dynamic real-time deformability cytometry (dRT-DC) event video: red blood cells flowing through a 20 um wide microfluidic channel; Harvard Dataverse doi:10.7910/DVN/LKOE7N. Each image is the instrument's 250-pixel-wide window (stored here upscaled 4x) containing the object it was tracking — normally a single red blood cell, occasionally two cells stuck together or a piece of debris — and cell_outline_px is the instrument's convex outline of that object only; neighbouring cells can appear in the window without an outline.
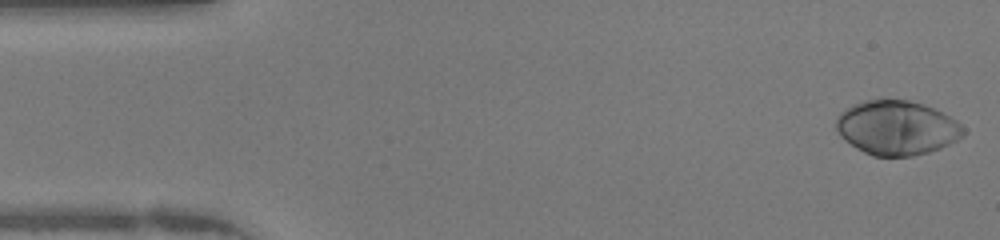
{"species": "human", "species_latin": "Homo sapiens", "temperature_condition": "warm", "stored_images_in_passage": 44, "camera_frame_rate_fps": 3000, "um_per_image_px": 0.085, "donor": {"sex": "female"}, "frame": {"image": 1, "passage_image": 1, "time_ms": 0.0, "image_size_px": [1000, 240], "cell_outline_px": [[964, 136], [940, 148], [928, 152], [912, 156], [872, 156], [856, 148], [844, 140], [840, 136], [836, 128], [836, 116], [840, 112], [852, 104], [860, 100], [908, 100], [924, 104], [936, 108], [956, 120], [964, 128]], "centroid_in_image_um": [76.2, 10.85], "position_along_channel_um": 8.8, "area_um2": 40.52}}
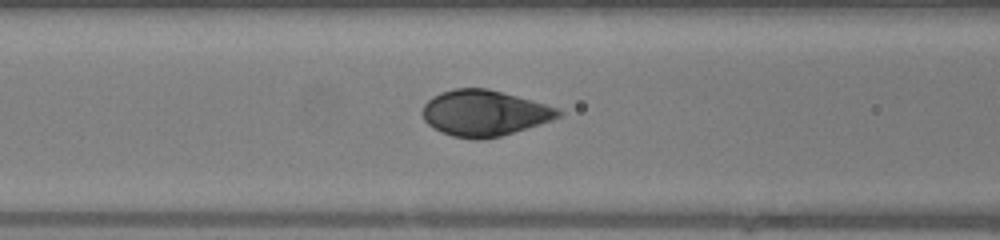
{"frame": {"image": 2, "passage_image": 18, "time_ms": 5.667, "image_size_px": [1000, 240], "cell_outline_px": [[560, 116], [552, 120], [540, 124], [500, 136], [476, 140], [452, 136], [432, 128], [424, 120], [420, 112], [424, 104], [432, 96], [440, 92], [456, 88], [488, 88], [532, 100], [560, 108]], "centroid_in_image_um": [41.13, 9.6], "position_along_channel_um": 125.5, "area_um2": 36.41}}
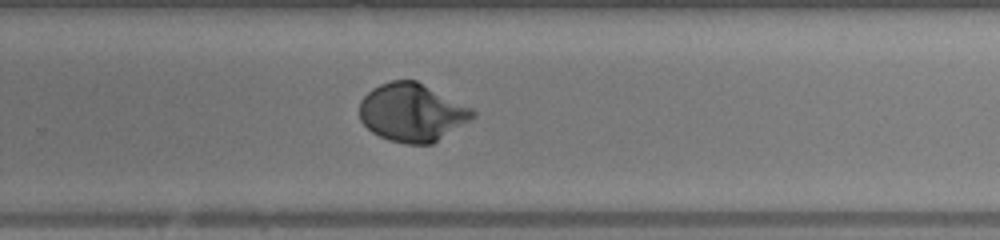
{"frame": {"image": 3, "passage_image": 30, "time_ms": 9.667, "image_size_px": [1000, 240], "cell_outline_px": [[476, 116], [432, 144], [408, 144], [388, 140], [372, 132], [360, 120], [360, 100], [372, 88], [380, 84], [392, 80], [416, 80], [472, 108], [476, 112]], "centroid_in_image_um": [35.01, 9.56], "position_along_channel_um": 294.8, "area_um2": 38.15}}